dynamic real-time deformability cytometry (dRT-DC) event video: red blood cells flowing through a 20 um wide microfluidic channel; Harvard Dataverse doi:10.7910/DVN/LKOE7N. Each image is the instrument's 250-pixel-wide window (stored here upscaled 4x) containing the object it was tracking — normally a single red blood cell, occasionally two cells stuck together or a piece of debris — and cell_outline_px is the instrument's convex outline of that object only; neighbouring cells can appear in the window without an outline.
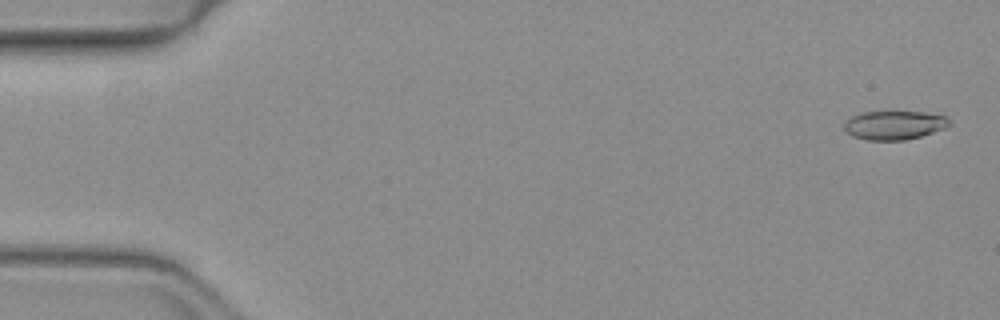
{"species": "common noctule bat (a hibernating species)", "species_latin": "Nyctalus noctula", "temperature_condition": "warm", "stored_images_in_passage": 13, "camera_frame_rate_fps": 3000, "um_per_image_px": 0.085, "animal": {"sex": "female", "body_mass_g": 19.3, "forearm_length_mm": 54.1}, "frame": {"image": 1, "passage_image": 2, "time_ms": 0.333, "image_size_px": [1000, 320], "cell_outline_px": [[948, 124], [944, 128], [920, 136], [904, 140], [868, 140], [852, 136], [844, 128], [844, 124], [852, 116], [860, 112], [924, 112], [948, 116]], "centroid_in_image_um": [75.99, 10.63], "position_along_channel_um": 9.0, "area_um2": 17.4}}